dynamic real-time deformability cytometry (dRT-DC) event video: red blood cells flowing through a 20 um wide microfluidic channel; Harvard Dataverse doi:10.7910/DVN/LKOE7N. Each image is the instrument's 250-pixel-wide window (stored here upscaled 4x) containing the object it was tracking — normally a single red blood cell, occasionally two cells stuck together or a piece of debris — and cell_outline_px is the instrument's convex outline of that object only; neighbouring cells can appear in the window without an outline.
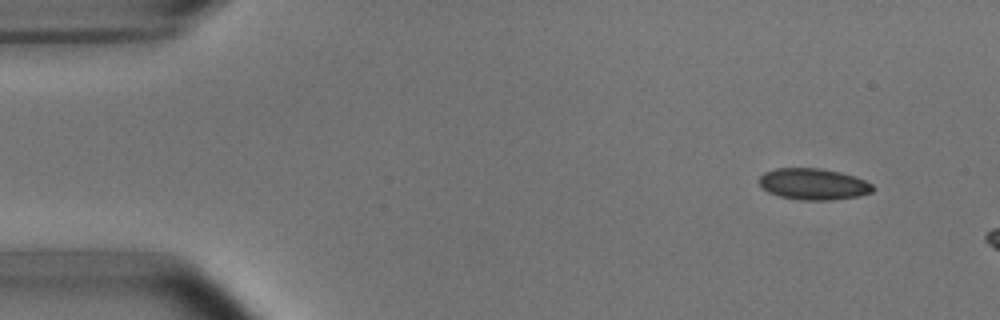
{"species": "common noctule bat (a hibernating species)", "species_latin": "Nyctalus noctula", "temperature_condition": "room temperature", "stored_images_in_passage": 3, "camera_frame_rate_fps": 3000, "um_per_image_px": 0.085, "animal": {"sex": "male", "body_mass_g": 15.6}, "frame": {"image": 1, "passage_image": 1, "time_ms": 0.0, "image_size_px": [1000, 320], "cell_outline_px": [[876, 188], [872, 192], [860, 196], [832, 200], [800, 200], [780, 196], [768, 192], [760, 184], [760, 176], [764, 172], [776, 168], [820, 168], [840, 172], [864, 180], [872, 184]], "centroid_in_image_um": [69.16, 15.65], "position_along_channel_um": 15.8, "area_um2": 20.75}}